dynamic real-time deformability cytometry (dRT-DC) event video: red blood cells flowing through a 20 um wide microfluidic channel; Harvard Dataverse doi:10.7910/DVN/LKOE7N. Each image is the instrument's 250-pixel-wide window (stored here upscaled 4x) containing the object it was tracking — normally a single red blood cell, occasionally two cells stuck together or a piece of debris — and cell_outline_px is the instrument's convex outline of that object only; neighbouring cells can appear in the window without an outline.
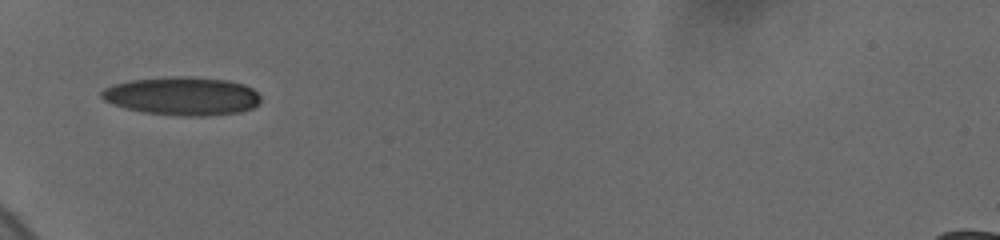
{"species": "human", "species_latin": "Homo sapiens", "temperature_condition": "cold", "stored_images_in_passage": 91, "camera_frame_rate_fps": 3000, "um_per_image_px": 0.085, "donor": {"sex": "female"}, "frame": {"image": 1, "passage_image": 1, "time_ms": 0.0, "image_size_px": [1000, 240], "cell_outline_px": [[260, 104], [252, 108], [240, 112], [204, 116], [184, 116], [144, 112], [124, 108], [112, 104], [104, 100], [100, 96], [100, 92], [104, 88], [116, 84], [132, 80], [228, 80], [244, 84], [252, 88], [260, 96]], "centroid_in_image_um": [15.51, 8.23], "position_along_channel_um": 69.5, "area_um2": 34.04}}
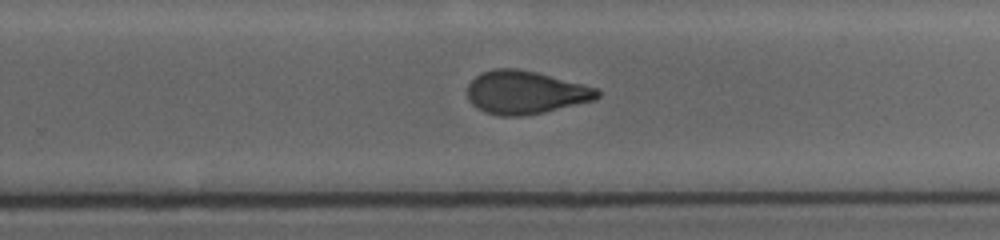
{"frame": {"image": 2, "passage_image": 46, "time_ms": 6.0, "image_size_px": [1000, 240], "cell_outline_px": [[600, 96], [592, 100], [544, 112], [520, 116], [500, 116], [476, 108], [468, 100], [468, 84], [476, 76], [484, 72], [496, 68], [516, 68], [536, 72], [596, 88], [600, 92]], "centroid_in_image_um": [44.62, 7.85], "position_along_channel_um": 285.2, "area_um2": 32.19}}
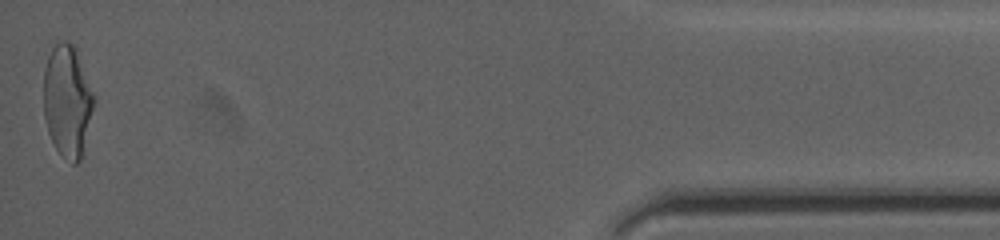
{"frame": {"image": 3, "passage_image": 90, "time_ms": 11.667, "image_size_px": [1000, 240], "cell_outline_px": [[96, 100], [80, 160], [76, 164], [72, 164], [56, 148], [48, 132], [44, 116], [44, 68], [48, 56], [52, 48], [60, 40], [68, 40], [76, 48]], "centroid_in_image_um": [5.73, 8.54], "position_along_channel_um": 429.5, "area_um2": 32.77}, "authors_computed_cell_mechanics": {"area_um2": 32.946, "velocity_mm_per_s": 3.7093, "shape_relaxation_time_tau1_ms": 7.293, "shape_relaxation_time_tau2_ms": 2.1627, "deformation_change_tau1": 0.1957, "deformation_change_tau2": 0.0809}}